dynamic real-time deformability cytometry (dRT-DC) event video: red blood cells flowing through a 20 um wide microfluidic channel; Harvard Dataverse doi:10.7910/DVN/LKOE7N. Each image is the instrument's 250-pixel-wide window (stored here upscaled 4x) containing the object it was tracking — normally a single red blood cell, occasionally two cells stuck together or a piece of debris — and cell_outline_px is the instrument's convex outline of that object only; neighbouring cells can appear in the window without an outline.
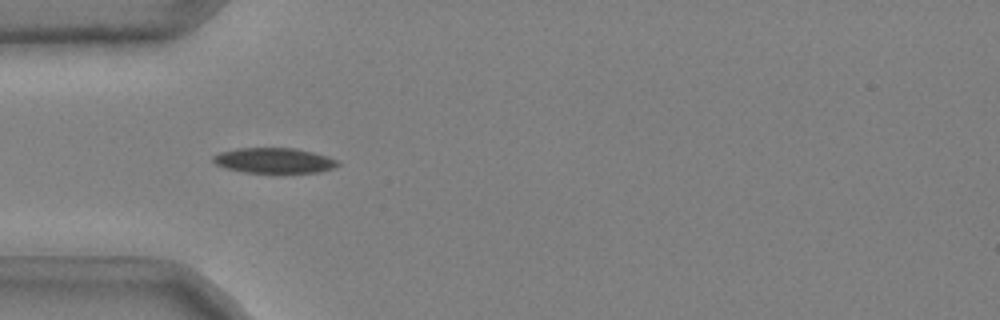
{"species": "common noctule bat (a hibernating species)", "species_latin": "Nyctalus noctula", "temperature_condition": "cold", "stored_images_in_passage": 36, "camera_frame_rate_fps": 3000, "um_per_image_px": 0.085, "animal": {"sex": "male", "body_mass_g": 20.4}, "frame": {"image": 1, "passage_image": 1, "time_ms": 0.0, "image_size_px": [1000, 320], "cell_outline_px": [[340, 164], [336, 168], [320, 172], [244, 172], [224, 168], [216, 164], [212, 160], [212, 156], [220, 152], [236, 148], [296, 148], [328, 156], [336, 160]], "centroid_in_image_um": [23.29, 13.64], "position_along_channel_um": 61.7, "area_um2": 18.38}}
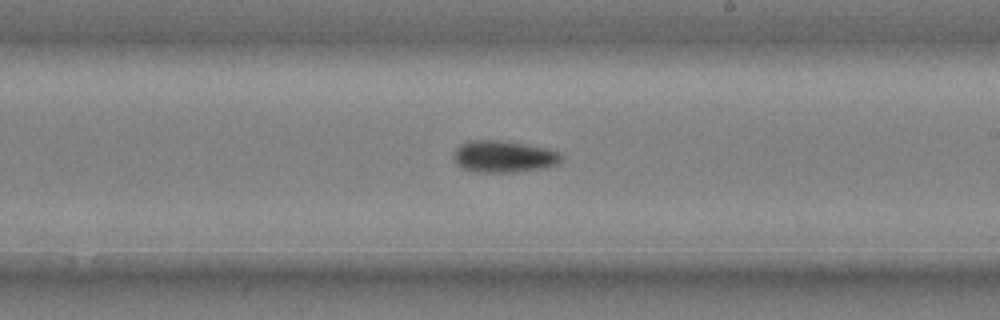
{"frame": {"image": 2, "passage_image": 16, "time_ms": 5.0, "image_size_px": [1000, 320], "cell_outline_px": [[560, 160], [556, 164], [548, 168], [520, 172], [476, 172], [460, 168], [456, 160], [456, 148], [460, 144], [468, 140], [496, 140], [548, 148], [560, 152]], "centroid_in_image_um": [42.83, 13.32], "position_along_channel_um": 246.2, "area_um2": 19.88}}
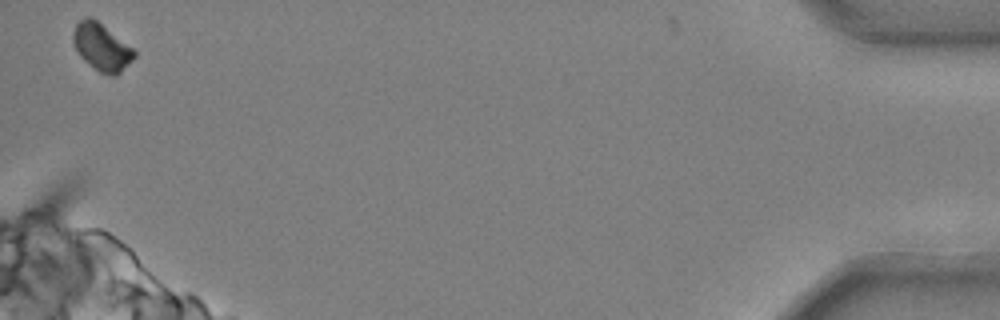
{"frame": {"image": 3, "passage_image": 36, "time_ms": 11.667, "image_size_px": [1000, 320], "cell_outline_px": [[136, 56], [116, 76], [108, 76], [100, 72], [88, 64], [80, 56], [72, 44], [72, 32], [76, 24], [84, 16], [88, 16], [96, 20], [132, 48], [136, 52]], "centroid_in_image_um": [8.6, 4.01], "position_along_channel_um": 426.6, "area_um2": 16.7}, "authors_computed_cell_mechanics": {"area_um2": 18.8428, "velocity_mm_per_s": 3.7197, "shape_relaxation_time_tau1_ms": 6.0571, "shape_relaxation_time_tau2_ms": null, "deformation_change_tau1": 0.1446, "deformation_change_tau2": null}}